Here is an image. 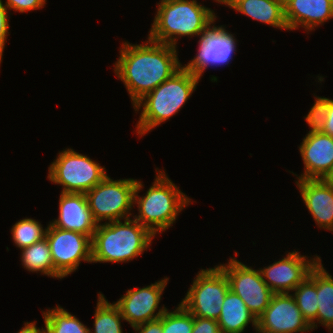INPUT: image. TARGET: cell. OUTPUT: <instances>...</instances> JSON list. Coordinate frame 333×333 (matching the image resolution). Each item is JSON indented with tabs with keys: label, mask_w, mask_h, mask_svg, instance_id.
I'll return each mask as SVG.
<instances>
[{
	"label": "cell",
	"mask_w": 333,
	"mask_h": 333,
	"mask_svg": "<svg viewBox=\"0 0 333 333\" xmlns=\"http://www.w3.org/2000/svg\"><path fill=\"white\" fill-rule=\"evenodd\" d=\"M147 39L140 45L123 43L114 64L133 106L182 67L176 47Z\"/></svg>",
	"instance_id": "6da1fadb"
},
{
	"label": "cell",
	"mask_w": 333,
	"mask_h": 333,
	"mask_svg": "<svg viewBox=\"0 0 333 333\" xmlns=\"http://www.w3.org/2000/svg\"><path fill=\"white\" fill-rule=\"evenodd\" d=\"M198 82L199 78L182 66L170 78L140 99L134 105L135 111L143 107L136 125L137 133L143 136L177 114L195 91Z\"/></svg>",
	"instance_id": "7a4b0ae2"
},
{
	"label": "cell",
	"mask_w": 333,
	"mask_h": 333,
	"mask_svg": "<svg viewBox=\"0 0 333 333\" xmlns=\"http://www.w3.org/2000/svg\"><path fill=\"white\" fill-rule=\"evenodd\" d=\"M154 235L135 219L97 225L91 239L92 262H127L140 256Z\"/></svg>",
	"instance_id": "3957f363"
},
{
	"label": "cell",
	"mask_w": 333,
	"mask_h": 333,
	"mask_svg": "<svg viewBox=\"0 0 333 333\" xmlns=\"http://www.w3.org/2000/svg\"><path fill=\"white\" fill-rule=\"evenodd\" d=\"M157 6L148 38L174 47L177 37L199 36L216 20L214 11L196 0H161Z\"/></svg>",
	"instance_id": "277c9868"
},
{
	"label": "cell",
	"mask_w": 333,
	"mask_h": 333,
	"mask_svg": "<svg viewBox=\"0 0 333 333\" xmlns=\"http://www.w3.org/2000/svg\"><path fill=\"white\" fill-rule=\"evenodd\" d=\"M153 185L142 198L138 192L143 188L141 181L136 182L134 204H138L139 215L133 216L154 236L166 231L176 220L182 209L191 203L178 187L168 178L165 172L157 171Z\"/></svg>",
	"instance_id": "5b68a950"
},
{
	"label": "cell",
	"mask_w": 333,
	"mask_h": 333,
	"mask_svg": "<svg viewBox=\"0 0 333 333\" xmlns=\"http://www.w3.org/2000/svg\"><path fill=\"white\" fill-rule=\"evenodd\" d=\"M49 166L48 179L63 186V193H87L106 176V170L89 157L65 149Z\"/></svg>",
	"instance_id": "8992f818"
},
{
	"label": "cell",
	"mask_w": 333,
	"mask_h": 333,
	"mask_svg": "<svg viewBox=\"0 0 333 333\" xmlns=\"http://www.w3.org/2000/svg\"><path fill=\"white\" fill-rule=\"evenodd\" d=\"M135 179L113 180L108 175L85 193L94 220L119 221L129 219L134 207Z\"/></svg>",
	"instance_id": "52a82bcc"
},
{
	"label": "cell",
	"mask_w": 333,
	"mask_h": 333,
	"mask_svg": "<svg viewBox=\"0 0 333 333\" xmlns=\"http://www.w3.org/2000/svg\"><path fill=\"white\" fill-rule=\"evenodd\" d=\"M229 290L228 278L219 266L201 269L181 304L195 317L217 320Z\"/></svg>",
	"instance_id": "ba28073f"
},
{
	"label": "cell",
	"mask_w": 333,
	"mask_h": 333,
	"mask_svg": "<svg viewBox=\"0 0 333 333\" xmlns=\"http://www.w3.org/2000/svg\"><path fill=\"white\" fill-rule=\"evenodd\" d=\"M218 266L228 278L230 290L244 301L257 319L269 306L274 294L264 282L260 270L248 267L236 258Z\"/></svg>",
	"instance_id": "9c48e42d"
},
{
	"label": "cell",
	"mask_w": 333,
	"mask_h": 333,
	"mask_svg": "<svg viewBox=\"0 0 333 333\" xmlns=\"http://www.w3.org/2000/svg\"><path fill=\"white\" fill-rule=\"evenodd\" d=\"M45 238L49 244L54 270L61 279L78 269L80 261L92 263L89 236L49 224Z\"/></svg>",
	"instance_id": "30bf717a"
},
{
	"label": "cell",
	"mask_w": 333,
	"mask_h": 333,
	"mask_svg": "<svg viewBox=\"0 0 333 333\" xmlns=\"http://www.w3.org/2000/svg\"><path fill=\"white\" fill-rule=\"evenodd\" d=\"M210 25L199 34L196 56L183 66L199 79L208 66L228 65L233 53L236 52L237 44L233 34L229 33L223 25L212 27Z\"/></svg>",
	"instance_id": "8fae6325"
},
{
	"label": "cell",
	"mask_w": 333,
	"mask_h": 333,
	"mask_svg": "<svg viewBox=\"0 0 333 333\" xmlns=\"http://www.w3.org/2000/svg\"><path fill=\"white\" fill-rule=\"evenodd\" d=\"M169 278H164L154 284L138 289L127 290L115 304L119 307L124 321L129 322L132 328L144 324L149 321L159 319L167 310L166 307H162L159 310L157 308L162 293L168 283ZM156 310L158 312L155 314Z\"/></svg>",
	"instance_id": "7c38bea8"
},
{
	"label": "cell",
	"mask_w": 333,
	"mask_h": 333,
	"mask_svg": "<svg viewBox=\"0 0 333 333\" xmlns=\"http://www.w3.org/2000/svg\"><path fill=\"white\" fill-rule=\"evenodd\" d=\"M311 326L289 293L273 294L269 306L257 318L256 333H304Z\"/></svg>",
	"instance_id": "4fadbf2b"
},
{
	"label": "cell",
	"mask_w": 333,
	"mask_h": 333,
	"mask_svg": "<svg viewBox=\"0 0 333 333\" xmlns=\"http://www.w3.org/2000/svg\"><path fill=\"white\" fill-rule=\"evenodd\" d=\"M319 260L320 257L317 255L307 260L306 256L293 251L281 260L259 270L264 282L274 294L290 293L309 275Z\"/></svg>",
	"instance_id": "5bb4252c"
},
{
	"label": "cell",
	"mask_w": 333,
	"mask_h": 333,
	"mask_svg": "<svg viewBox=\"0 0 333 333\" xmlns=\"http://www.w3.org/2000/svg\"><path fill=\"white\" fill-rule=\"evenodd\" d=\"M50 224L56 228L74 231L91 239L98 223L94 220L85 193H63L59 198V217Z\"/></svg>",
	"instance_id": "9a60e30c"
},
{
	"label": "cell",
	"mask_w": 333,
	"mask_h": 333,
	"mask_svg": "<svg viewBox=\"0 0 333 333\" xmlns=\"http://www.w3.org/2000/svg\"><path fill=\"white\" fill-rule=\"evenodd\" d=\"M305 171L298 179H323L333 165V137L322 132L308 133L300 147Z\"/></svg>",
	"instance_id": "2e32d148"
},
{
	"label": "cell",
	"mask_w": 333,
	"mask_h": 333,
	"mask_svg": "<svg viewBox=\"0 0 333 333\" xmlns=\"http://www.w3.org/2000/svg\"><path fill=\"white\" fill-rule=\"evenodd\" d=\"M296 185L315 223L333 232V185L323 179H298Z\"/></svg>",
	"instance_id": "e0dca14e"
},
{
	"label": "cell",
	"mask_w": 333,
	"mask_h": 333,
	"mask_svg": "<svg viewBox=\"0 0 333 333\" xmlns=\"http://www.w3.org/2000/svg\"><path fill=\"white\" fill-rule=\"evenodd\" d=\"M284 18L288 30L304 27L311 31L333 18L332 0H284Z\"/></svg>",
	"instance_id": "ac0fdd59"
},
{
	"label": "cell",
	"mask_w": 333,
	"mask_h": 333,
	"mask_svg": "<svg viewBox=\"0 0 333 333\" xmlns=\"http://www.w3.org/2000/svg\"><path fill=\"white\" fill-rule=\"evenodd\" d=\"M221 333H242L249 323L257 330V319L244 301L231 290L224 298L221 314L217 319Z\"/></svg>",
	"instance_id": "d6986e66"
},
{
	"label": "cell",
	"mask_w": 333,
	"mask_h": 333,
	"mask_svg": "<svg viewBox=\"0 0 333 333\" xmlns=\"http://www.w3.org/2000/svg\"><path fill=\"white\" fill-rule=\"evenodd\" d=\"M230 8L256 21L288 30L284 18V0H237Z\"/></svg>",
	"instance_id": "ffe728a7"
},
{
	"label": "cell",
	"mask_w": 333,
	"mask_h": 333,
	"mask_svg": "<svg viewBox=\"0 0 333 333\" xmlns=\"http://www.w3.org/2000/svg\"><path fill=\"white\" fill-rule=\"evenodd\" d=\"M291 294L296 305L300 309L304 319L311 329L317 327L316 317L318 310L317 302V264L310 270L309 275L293 290Z\"/></svg>",
	"instance_id": "44dd1931"
},
{
	"label": "cell",
	"mask_w": 333,
	"mask_h": 333,
	"mask_svg": "<svg viewBox=\"0 0 333 333\" xmlns=\"http://www.w3.org/2000/svg\"><path fill=\"white\" fill-rule=\"evenodd\" d=\"M316 321L333 332V277L324 269L321 259L317 262ZM332 329V330H331Z\"/></svg>",
	"instance_id": "7402d4cb"
},
{
	"label": "cell",
	"mask_w": 333,
	"mask_h": 333,
	"mask_svg": "<svg viewBox=\"0 0 333 333\" xmlns=\"http://www.w3.org/2000/svg\"><path fill=\"white\" fill-rule=\"evenodd\" d=\"M21 251L22 265L29 272L31 271L37 273L40 271L44 275L61 279V277L54 270V263L46 238L32 244L31 246L22 248Z\"/></svg>",
	"instance_id": "603a6c76"
},
{
	"label": "cell",
	"mask_w": 333,
	"mask_h": 333,
	"mask_svg": "<svg viewBox=\"0 0 333 333\" xmlns=\"http://www.w3.org/2000/svg\"><path fill=\"white\" fill-rule=\"evenodd\" d=\"M94 333H123L121 328V315L119 307L109 303L105 296L98 294L97 306L94 314ZM89 333H93L89 330Z\"/></svg>",
	"instance_id": "cb8c5ba5"
},
{
	"label": "cell",
	"mask_w": 333,
	"mask_h": 333,
	"mask_svg": "<svg viewBox=\"0 0 333 333\" xmlns=\"http://www.w3.org/2000/svg\"><path fill=\"white\" fill-rule=\"evenodd\" d=\"M42 313L47 333H89L88 327L59 305Z\"/></svg>",
	"instance_id": "d4e9b609"
},
{
	"label": "cell",
	"mask_w": 333,
	"mask_h": 333,
	"mask_svg": "<svg viewBox=\"0 0 333 333\" xmlns=\"http://www.w3.org/2000/svg\"><path fill=\"white\" fill-rule=\"evenodd\" d=\"M47 228L43 229L41 223L32 218H25L12 226V239L20 249L31 246L46 237Z\"/></svg>",
	"instance_id": "484cf974"
},
{
	"label": "cell",
	"mask_w": 333,
	"mask_h": 333,
	"mask_svg": "<svg viewBox=\"0 0 333 333\" xmlns=\"http://www.w3.org/2000/svg\"><path fill=\"white\" fill-rule=\"evenodd\" d=\"M193 315L180 303L172 312L165 311L162 315L163 333H192Z\"/></svg>",
	"instance_id": "4316f807"
},
{
	"label": "cell",
	"mask_w": 333,
	"mask_h": 333,
	"mask_svg": "<svg viewBox=\"0 0 333 333\" xmlns=\"http://www.w3.org/2000/svg\"><path fill=\"white\" fill-rule=\"evenodd\" d=\"M315 103L310 109L305 121L311 128L309 133L322 132L328 114V98L315 97Z\"/></svg>",
	"instance_id": "83f0119b"
},
{
	"label": "cell",
	"mask_w": 333,
	"mask_h": 333,
	"mask_svg": "<svg viewBox=\"0 0 333 333\" xmlns=\"http://www.w3.org/2000/svg\"><path fill=\"white\" fill-rule=\"evenodd\" d=\"M46 0H6L5 6L20 13L37 10L45 5Z\"/></svg>",
	"instance_id": "f1b7e54d"
},
{
	"label": "cell",
	"mask_w": 333,
	"mask_h": 333,
	"mask_svg": "<svg viewBox=\"0 0 333 333\" xmlns=\"http://www.w3.org/2000/svg\"><path fill=\"white\" fill-rule=\"evenodd\" d=\"M192 333H221L217 320L193 316Z\"/></svg>",
	"instance_id": "f546056e"
},
{
	"label": "cell",
	"mask_w": 333,
	"mask_h": 333,
	"mask_svg": "<svg viewBox=\"0 0 333 333\" xmlns=\"http://www.w3.org/2000/svg\"><path fill=\"white\" fill-rule=\"evenodd\" d=\"M9 10L0 0V63L5 48L6 38L9 34L8 11Z\"/></svg>",
	"instance_id": "4dcf8cb0"
},
{
	"label": "cell",
	"mask_w": 333,
	"mask_h": 333,
	"mask_svg": "<svg viewBox=\"0 0 333 333\" xmlns=\"http://www.w3.org/2000/svg\"><path fill=\"white\" fill-rule=\"evenodd\" d=\"M138 333H163L162 331V316L159 319L146 322L134 327Z\"/></svg>",
	"instance_id": "1f68e13d"
},
{
	"label": "cell",
	"mask_w": 333,
	"mask_h": 333,
	"mask_svg": "<svg viewBox=\"0 0 333 333\" xmlns=\"http://www.w3.org/2000/svg\"><path fill=\"white\" fill-rule=\"evenodd\" d=\"M322 133L333 137V100L328 98V114Z\"/></svg>",
	"instance_id": "d6a6232c"
},
{
	"label": "cell",
	"mask_w": 333,
	"mask_h": 333,
	"mask_svg": "<svg viewBox=\"0 0 333 333\" xmlns=\"http://www.w3.org/2000/svg\"><path fill=\"white\" fill-rule=\"evenodd\" d=\"M18 333H47L46 326L45 328H37L35 322H26L24 327L20 329Z\"/></svg>",
	"instance_id": "836d02e7"
},
{
	"label": "cell",
	"mask_w": 333,
	"mask_h": 333,
	"mask_svg": "<svg viewBox=\"0 0 333 333\" xmlns=\"http://www.w3.org/2000/svg\"><path fill=\"white\" fill-rule=\"evenodd\" d=\"M323 180L327 183H330L333 185V165L331 170L328 172V174L323 178Z\"/></svg>",
	"instance_id": "e575fe53"
},
{
	"label": "cell",
	"mask_w": 333,
	"mask_h": 333,
	"mask_svg": "<svg viewBox=\"0 0 333 333\" xmlns=\"http://www.w3.org/2000/svg\"><path fill=\"white\" fill-rule=\"evenodd\" d=\"M216 2L218 3H222V4H225L227 6H231L232 4H234L237 0H215Z\"/></svg>",
	"instance_id": "d590c367"
}]
</instances>
